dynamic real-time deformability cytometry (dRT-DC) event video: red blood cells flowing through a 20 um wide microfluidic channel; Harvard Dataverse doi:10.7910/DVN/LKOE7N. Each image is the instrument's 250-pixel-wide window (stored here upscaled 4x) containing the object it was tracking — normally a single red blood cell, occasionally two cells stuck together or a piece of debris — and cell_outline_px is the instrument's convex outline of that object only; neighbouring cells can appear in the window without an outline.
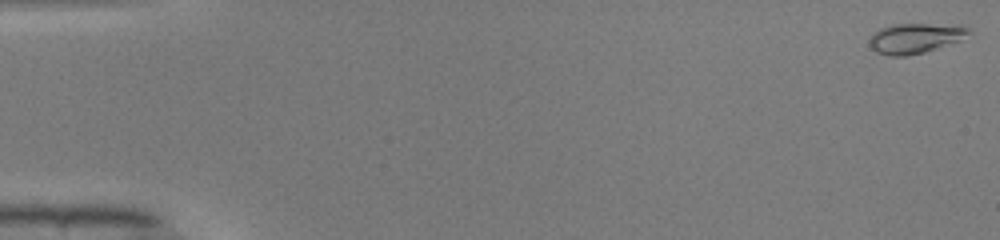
{"species": "common noctule bat (a hibernating species)", "species_latin": "Nyctalus noctula", "temperature_condition": "warm", "stored_images_in_passage": 50, "camera_frame_rate_fps": 3000, "um_per_image_px": 0.085, "animal": {"sex": "male", "body_mass_g": 19.0, "forearm_length_mm": 50.8}, "frame": {"image": 1, "passage_image": 1, "time_ms": 0.0, "image_size_px": [1000, 240], "cell_outline_px": [[972, 32], [960, 40], [924, 52], [904, 56], [888, 56], [876, 52], [868, 44], [868, 40], [880, 28], [892, 24], [964, 24]], "centroid_in_image_um": [77.81, 3.23], "position_along_channel_um": 7.2, "area_um2": 17.51}}
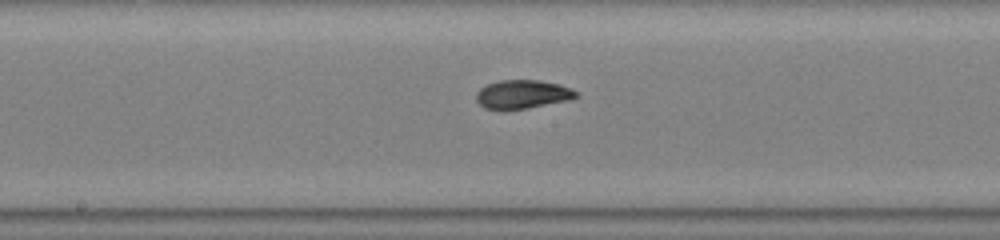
{"frame": {"image": 2, "passage_image": 27, "time_ms": 8.667, "image_size_px": [1000, 240], "cell_outline_px": [[580, 96], [572, 100], [528, 108], [484, 108], [476, 100], [476, 92], [480, 88], [488, 84], [500, 80], [540, 80], [560, 84], [580, 92]], "centroid_in_image_um": [44.5, 8.0], "position_along_channel_um": 203.7, "area_um2": 16.7}}
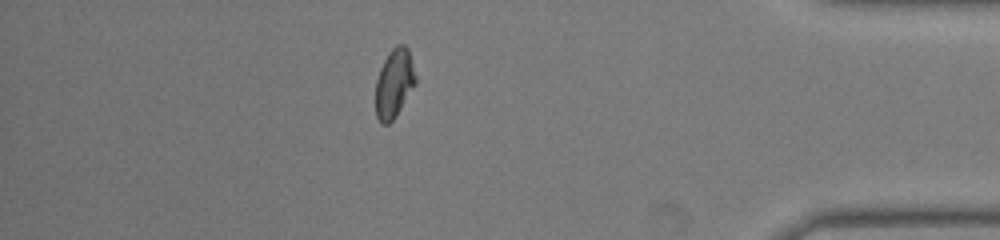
{"frame": {"image": 3, "passage_image": 44, "time_ms": 14.333, "image_size_px": [1000, 240], "cell_outline_px": [[416, 84], [396, 116], [388, 124], [380, 124], [376, 116], [376, 80], [380, 68], [388, 52], [396, 44], [404, 44], [408, 48], [416, 76]], "centroid_in_image_um": [33.51, 7.08], "position_along_channel_um": 401.7, "area_um2": 16.18}, "authors_computed_cell_mechanics": {"area_um2": 16.6464, "velocity_mm_per_s": 4.1173, "shape_relaxation_time_tau1_ms": 5.5041, "shape_relaxation_time_tau2_ms": 0.8573, "deformation_change_tau1": 0.2041, "deformation_change_tau2": 0.0283}}